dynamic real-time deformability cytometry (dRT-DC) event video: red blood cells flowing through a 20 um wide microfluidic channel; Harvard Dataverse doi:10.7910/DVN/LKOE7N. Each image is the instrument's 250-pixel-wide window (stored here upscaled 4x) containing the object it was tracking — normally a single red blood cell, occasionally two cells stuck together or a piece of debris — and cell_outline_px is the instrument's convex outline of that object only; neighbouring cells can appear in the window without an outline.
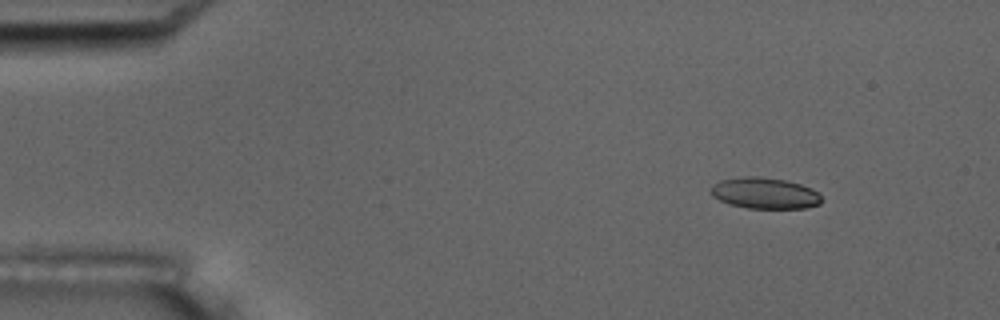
{"species": "common noctule bat (a hibernating species)", "species_latin": "Nyctalus noctula", "temperature_condition": "room temperature", "stored_images_in_passage": 5, "camera_frame_rate_fps": 3000, "um_per_image_px": 0.085, "animal": {"sex": "male", "body_mass_g": 17.5, "forearm_length_mm": 52.3}, "frame": {"image": 1, "passage_image": 2, "time_ms": 1.333, "image_size_px": [1000, 320], "cell_outline_px": [[820, 204], [804, 208], [748, 208], [728, 204], [712, 196], [708, 192], [708, 188], [712, 184], [720, 180], [744, 176], [756, 176], [784, 180], [800, 184], [812, 188], [820, 196]], "centroid_in_image_um": [64.92, 16.41], "position_along_channel_um": 20.1, "area_um2": 20.17}}